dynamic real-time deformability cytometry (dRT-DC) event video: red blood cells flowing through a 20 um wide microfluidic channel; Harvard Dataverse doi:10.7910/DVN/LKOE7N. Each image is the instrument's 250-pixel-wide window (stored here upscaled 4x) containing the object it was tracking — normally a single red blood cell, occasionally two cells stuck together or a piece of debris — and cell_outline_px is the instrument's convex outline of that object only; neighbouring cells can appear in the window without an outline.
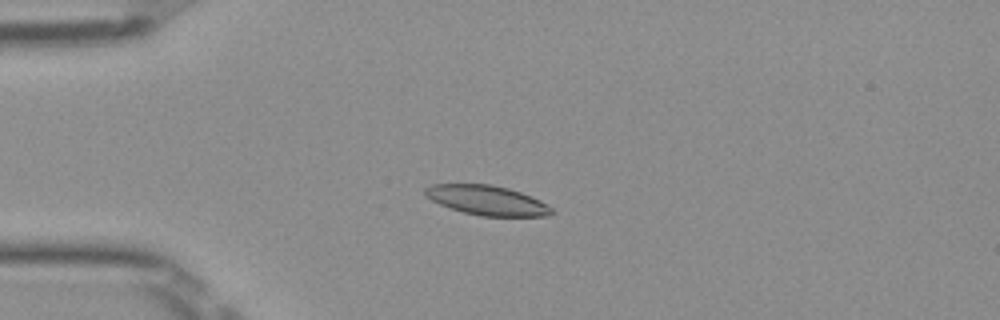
{"species": "Egyptian fruit bat (a non-hibernating species)", "species_latin": "Rousettus aegyptiacus", "temperature_condition": "room temperature", "stored_images_in_passage": 47, "camera_frame_rate_fps": 3000, "um_per_image_px": 0.085, "frame": {"image": 1, "passage_image": 9, "time_ms": 2.667, "image_size_px": [1000, 320], "cell_outline_px": [[556, 212], [544, 216], [480, 216], [464, 212], [440, 204], [432, 200], [424, 192], [424, 188], [428, 184], [488, 184], [508, 188], [532, 196], [540, 200], [552, 208]], "centroid_in_image_um": [41.41, 17.02], "position_along_channel_um": 43.6, "area_um2": 21.73}}
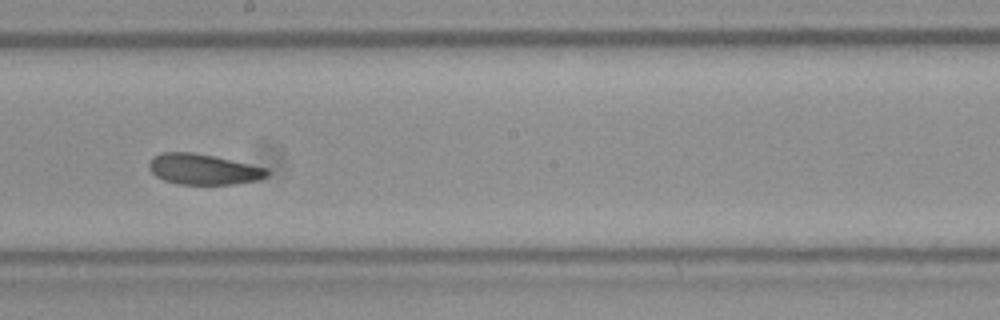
{"frame": {"image": 2, "passage_image": 25, "time_ms": 8.0, "image_size_px": [1000, 320], "cell_outline_px": [[268, 176], [260, 180], [236, 184], [176, 184], [164, 180], [156, 176], [148, 168], [148, 164], [152, 156], [160, 152], [192, 152], [216, 156], [268, 168]], "centroid_in_image_um": [17.28, 14.38], "position_along_channel_um": 230.9, "area_um2": 21.39}}
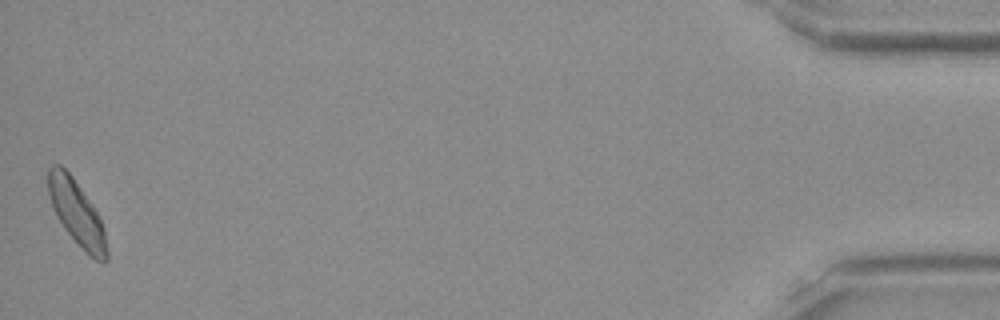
{"frame": {"image": 3, "passage_image": 47, "time_ms": 15.333, "image_size_px": [1000, 320], "cell_outline_px": [[108, 260], [96, 260], [64, 228], [56, 216], [48, 192], [48, 168], [52, 164], [60, 164], [72, 176], [100, 216], [104, 228], [108, 252]], "centroid_in_image_um": [6.52, 18.05], "position_along_channel_um": 428.7, "area_um2": 21.56}, "authors_computed_cell_mechanics": {"area_um2": 21.675, "velocity_mm_per_s": 3.9458, "shape_relaxation_time_tau1_ms": 4.4692, "shape_relaxation_time_tau2_ms": null, "deformation_change_tau1": 0.1129, "deformation_change_tau2": null}}